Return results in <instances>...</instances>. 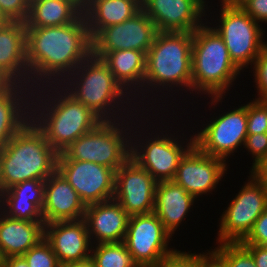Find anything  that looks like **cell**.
<instances>
[{"mask_svg": "<svg viewBox=\"0 0 267 267\" xmlns=\"http://www.w3.org/2000/svg\"><path fill=\"white\" fill-rule=\"evenodd\" d=\"M250 0H221V3L230 8H243Z\"/></svg>", "mask_w": 267, "mask_h": 267, "instance_id": "f6af8a7d", "label": "cell"}, {"mask_svg": "<svg viewBox=\"0 0 267 267\" xmlns=\"http://www.w3.org/2000/svg\"><path fill=\"white\" fill-rule=\"evenodd\" d=\"M267 133V107L260 101L247 104V134Z\"/></svg>", "mask_w": 267, "mask_h": 267, "instance_id": "836d02e7", "label": "cell"}, {"mask_svg": "<svg viewBox=\"0 0 267 267\" xmlns=\"http://www.w3.org/2000/svg\"><path fill=\"white\" fill-rule=\"evenodd\" d=\"M252 255L257 267H267V246L242 244Z\"/></svg>", "mask_w": 267, "mask_h": 267, "instance_id": "ab89813d", "label": "cell"}, {"mask_svg": "<svg viewBox=\"0 0 267 267\" xmlns=\"http://www.w3.org/2000/svg\"><path fill=\"white\" fill-rule=\"evenodd\" d=\"M246 136L247 104L211 120L194 135V144L203 153L225 160L239 146H244Z\"/></svg>", "mask_w": 267, "mask_h": 267, "instance_id": "7c38bea8", "label": "cell"}, {"mask_svg": "<svg viewBox=\"0 0 267 267\" xmlns=\"http://www.w3.org/2000/svg\"><path fill=\"white\" fill-rule=\"evenodd\" d=\"M141 9V0H94L83 14L93 38L101 29L123 23Z\"/></svg>", "mask_w": 267, "mask_h": 267, "instance_id": "484cf974", "label": "cell"}, {"mask_svg": "<svg viewBox=\"0 0 267 267\" xmlns=\"http://www.w3.org/2000/svg\"><path fill=\"white\" fill-rule=\"evenodd\" d=\"M26 46L33 88L45 82V85L56 84L58 80L57 84L62 83L92 54V38L84 14L66 25L26 28Z\"/></svg>", "mask_w": 267, "mask_h": 267, "instance_id": "6da1fadb", "label": "cell"}, {"mask_svg": "<svg viewBox=\"0 0 267 267\" xmlns=\"http://www.w3.org/2000/svg\"><path fill=\"white\" fill-rule=\"evenodd\" d=\"M83 10L76 0H36L30 3L26 28L66 25L75 22Z\"/></svg>", "mask_w": 267, "mask_h": 267, "instance_id": "4316f807", "label": "cell"}, {"mask_svg": "<svg viewBox=\"0 0 267 267\" xmlns=\"http://www.w3.org/2000/svg\"><path fill=\"white\" fill-rule=\"evenodd\" d=\"M267 107V99L260 100Z\"/></svg>", "mask_w": 267, "mask_h": 267, "instance_id": "f907efd6", "label": "cell"}, {"mask_svg": "<svg viewBox=\"0 0 267 267\" xmlns=\"http://www.w3.org/2000/svg\"><path fill=\"white\" fill-rule=\"evenodd\" d=\"M28 86L17 83L11 90L0 94V148L31 120L33 88Z\"/></svg>", "mask_w": 267, "mask_h": 267, "instance_id": "7402d4cb", "label": "cell"}, {"mask_svg": "<svg viewBox=\"0 0 267 267\" xmlns=\"http://www.w3.org/2000/svg\"><path fill=\"white\" fill-rule=\"evenodd\" d=\"M85 210L86 206L78 193L58 170L45 180L42 208L45 224L81 220Z\"/></svg>", "mask_w": 267, "mask_h": 267, "instance_id": "d6986e66", "label": "cell"}, {"mask_svg": "<svg viewBox=\"0 0 267 267\" xmlns=\"http://www.w3.org/2000/svg\"><path fill=\"white\" fill-rule=\"evenodd\" d=\"M242 9L257 23L267 22V0H250Z\"/></svg>", "mask_w": 267, "mask_h": 267, "instance_id": "f35d334b", "label": "cell"}, {"mask_svg": "<svg viewBox=\"0 0 267 267\" xmlns=\"http://www.w3.org/2000/svg\"><path fill=\"white\" fill-rule=\"evenodd\" d=\"M52 85L54 84L42 85L33 90L31 121L43 133L47 142L60 154L80 136L93 130L102 120L70 95L60 84L59 86L57 83L55 86Z\"/></svg>", "mask_w": 267, "mask_h": 267, "instance_id": "7a4b0ae2", "label": "cell"}, {"mask_svg": "<svg viewBox=\"0 0 267 267\" xmlns=\"http://www.w3.org/2000/svg\"><path fill=\"white\" fill-rule=\"evenodd\" d=\"M96 245L91 247V258L96 267H139L124 242Z\"/></svg>", "mask_w": 267, "mask_h": 267, "instance_id": "83f0119b", "label": "cell"}, {"mask_svg": "<svg viewBox=\"0 0 267 267\" xmlns=\"http://www.w3.org/2000/svg\"><path fill=\"white\" fill-rule=\"evenodd\" d=\"M240 243L267 246V208L256 219L251 231Z\"/></svg>", "mask_w": 267, "mask_h": 267, "instance_id": "74e56055", "label": "cell"}, {"mask_svg": "<svg viewBox=\"0 0 267 267\" xmlns=\"http://www.w3.org/2000/svg\"><path fill=\"white\" fill-rule=\"evenodd\" d=\"M18 82L0 67V94L11 90Z\"/></svg>", "mask_w": 267, "mask_h": 267, "instance_id": "b9f144b4", "label": "cell"}, {"mask_svg": "<svg viewBox=\"0 0 267 267\" xmlns=\"http://www.w3.org/2000/svg\"><path fill=\"white\" fill-rule=\"evenodd\" d=\"M102 60L109 67L115 80L129 93L128 96L132 98L133 91L137 98L136 91L141 93L143 90L146 73V53L132 49L116 50L108 52Z\"/></svg>", "mask_w": 267, "mask_h": 267, "instance_id": "d4e9b609", "label": "cell"}, {"mask_svg": "<svg viewBox=\"0 0 267 267\" xmlns=\"http://www.w3.org/2000/svg\"><path fill=\"white\" fill-rule=\"evenodd\" d=\"M210 267H221L216 261Z\"/></svg>", "mask_w": 267, "mask_h": 267, "instance_id": "c3c4849f", "label": "cell"}, {"mask_svg": "<svg viewBox=\"0 0 267 267\" xmlns=\"http://www.w3.org/2000/svg\"><path fill=\"white\" fill-rule=\"evenodd\" d=\"M29 267H61L51 245L43 238L23 256Z\"/></svg>", "mask_w": 267, "mask_h": 267, "instance_id": "d6a6232c", "label": "cell"}, {"mask_svg": "<svg viewBox=\"0 0 267 267\" xmlns=\"http://www.w3.org/2000/svg\"><path fill=\"white\" fill-rule=\"evenodd\" d=\"M157 181L131 157L116 171L113 199L130 215L154 212Z\"/></svg>", "mask_w": 267, "mask_h": 267, "instance_id": "9a60e30c", "label": "cell"}, {"mask_svg": "<svg viewBox=\"0 0 267 267\" xmlns=\"http://www.w3.org/2000/svg\"><path fill=\"white\" fill-rule=\"evenodd\" d=\"M195 199L173 180L157 182L154 213L172 235L184 221Z\"/></svg>", "mask_w": 267, "mask_h": 267, "instance_id": "603a6c76", "label": "cell"}, {"mask_svg": "<svg viewBox=\"0 0 267 267\" xmlns=\"http://www.w3.org/2000/svg\"><path fill=\"white\" fill-rule=\"evenodd\" d=\"M57 170L75 189L85 206L114 197V169L88 161L57 160Z\"/></svg>", "mask_w": 267, "mask_h": 267, "instance_id": "4fadbf2b", "label": "cell"}, {"mask_svg": "<svg viewBox=\"0 0 267 267\" xmlns=\"http://www.w3.org/2000/svg\"><path fill=\"white\" fill-rule=\"evenodd\" d=\"M58 155L30 120L0 148V192L26 180L45 181L57 170Z\"/></svg>", "mask_w": 267, "mask_h": 267, "instance_id": "3957f363", "label": "cell"}, {"mask_svg": "<svg viewBox=\"0 0 267 267\" xmlns=\"http://www.w3.org/2000/svg\"><path fill=\"white\" fill-rule=\"evenodd\" d=\"M69 76L63 79V84L60 83V85L63 87L66 85L65 90L69 91L70 95L88 107L102 121H117L118 118L121 121L122 116H119L120 113L117 114L116 112H120L123 107H126L124 103H127V101L128 108H131L128 104L133 99H129L127 96L129 93L115 80L109 67L101 58L91 54ZM114 108L118 111H115Z\"/></svg>", "mask_w": 267, "mask_h": 267, "instance_id": "277c9868", "label": "cell"}, {"mask_svg": "<svg viewBox=\"0 0 267 267\" xmlns=\"http://www.w3.org/2000/svg\"><path fill=\"white\" fill-rule=\"evenodd\" d=\"M61 267H96V265L94 261L92 260V258L90 257L83 261L64 264Z\"/></svg>", "mask_w": 267, "mask_h": 267, "instance_id": "ee69618b", "label": "cell"}, {"mask_svg": "<svg viewBox=\"0 0 267 267\" xmlns=\"http://www.w3.org/2000/svg\"><path fill=\"white\" fill-rule=\"evenodd\" d=\"M94 0H82V10H84Z\"/></svg>", "mask_w": 267, "mask_h": 267, "instance_id": "7dc6e473", "label": "cell"}, {"mask_svg": "<svg viewBox=\"0 0 267 267\" xmlns=\"http://www.w3.org/2000/svg\"><path fill=\"white\" fill-rule=\"evenodd\" d=\"M80 5H81V8H82V0H76Z\"/></svg>", "mask_w": 267, "mask_h": 267, "instance_id": "816d5d0a", "label": "cell"}, {"mask_svg": "<svg viewBox=\"0 0 267 267\" xmlns=\"http://www.w3.org/2000/svg\"><path fill=\"white\" fill-rule=\"evenodd\" d=\"M0 11L9 22H26L30 3L28 0H0Z\"/></svg>", "mask_w": 267, "mask_h": 267, "instance_id": "e575fe53", "label": "cell"}, {"mask_svg": "<svg viewBox=\"0 0 267 267\" xmlns=\"http://www.w3.org/2000/svg\"><path fill=\"white\" fill-rule=\"evenodd\" d=\"M250 170L251 174L267 189V156Z\"/></svg>", "mask_w": 267, "mask_h": 267, "instance_id": "60d3db41", "label": "cell"}, {"mask_svg": "<svg viewBox=\"0 0 267 267\" xmlns=\"http://www.w3.org/2000/svg\"><path fill=\"white\" fill-rule=\"evenodd\" d=\"M130 215L114 199L86 206L83 220L90 240L97 243L124 242ZM92 236V237H91Z\"/></svg>", "mask_w": 267, "mask_h": 267, "instance_id": "ffe728a7", "label": "cell"}, {"mask_svg": "<svg viewBox=\"0 0 267 267\" xmlns=\"http://www.w3.org/2000/svg\"><path fill=\"white\" fill-rule=\"evenodd\" d=\"M244 148H247L253 160L252 168L267 156V133L247 134Z\"/></svg>", "mask_w": 267, "mask_h": 267, "instance_id": "8d00e7d4", "label": "cell"}, {"mask_svg": "<svg viewBox=\"0 0 267 267\" xmlns=\"http://www.w3.org/2000/svg\"><path fill=\"white\" fill-rule=\"evenodd\" d=\"M9 21L4 17V15L0 11V26H4L8 23Z\"/></svg>", "mask_w": 267, "mask_h": 267, "instance_id": "bcb514c9", "label": "cell"}, {"mask_svg": "<svg viewBox=\"0 0 267 267\" xmlns=\"http://www.w3.org/2000/svg\"><path fill=\"white\" fill-rule=\"evenodd\" d=\"M254 76L257 83L259 98L257 100L267 99V49L264 47L254 62Z\"/></svg>", "mask_w": 267, "mask_h": 267, "instance_id": "d590c367", "label": "cell"}, {"mask_svg": "<svg viewBox=\"0 0 267 267\" xmlns=\"http://www.w3.org/2000/svg\"><path fill=\"white\" fill-rule=\"evenodd\" d=\"M44 222L12 219L0 214V251L4 258L23 256L44 238Z\"/></svg>", "mask_w": 267, "mask_h": 267, "instance_id": "cb8c5ba5", "label": "cell"}, {"mask_svg": "<svg viewBox=\"0 0 267 267\" xmlns=\"http://www.w3.org/2000/svg\"><path fill=\"white\" fill-rule=\"evenodd\" d=\"M192 45V32H158L156 34L152 46L146 53V73L142 96L145 90L149 93L150 87H152L151 92H154L152 91L154 88L167 89L168 86L173 89L175 85L192 90Z\"/></svg>", "mask_w": 267, "mask_h": 267, "instance_id": "8992f818", "label": "cell"}, {"mask_svg": "<svg viewBox=\"0 0 267 267\" xmlns=\"http://www.w3.org/2000/svg\"><path fill=\"white\" fill-rule=\"evenodd\" d=\"M158 30L141 9L123 23L101 29L92 38V54L103 58L108 52L132 49L147 53Z\"/></svg>", "mask_w": 267, "mask_h": 267, "instance_id": "8fae6325", "label": "cell"}, {"mask_svg": "<svg viewBox=\"0 0 267 267\" xmlns=\"http://www.w3.org/2000/svg\"><path fill=\"white\" fill-rule=\"evenodd\" d=\"M204 0H141L158 32H194L203 25ZM204 14V15H203Z\"/></svg>", "mask_w": 267, "mask_h": 267, "instance_id": "e0dca14e", "label": "cell"}, {"mask_svg": "<svg viewBox=\"0 0 267 267\" xmlns=\"http://www.w3.org/2000/svg\"><path fill=\"white\" fill-rule=\"evenodd\" d=\"M0 267H29L22 256L4 258Z\"/></svg>", "mask_w": 267, "mask_h": 267, "instance_id": "7bdbcfd3", "label": "cell"}, {"mask_svg": "<svg viewBox=\"0 0 267 267\" xmlns=\"http://www.w3.org/2000/svg\"><path fill=\"white\" fill-rule=\"evenodd\" d=\"M29 1V3H32V2H34V1H36V0H28Z\"/></svg>", "mask_w": 267, "mask_h": 267, "instance_id": "f5cc1de1", "label": "cell"}, {"mask_svg": "<svg viewBox=\"0 0 267 267\" xmlns=\"http://www.w3.org/2000/svg\"><path fill=\"white\" fill-rule=\"evenodd\" d=\"M225 161L203 153L194 144L181 158L173 181L197 199L216 188L227 171Z\"/></svg>", "mask_w": 267, "mask_h": 267, "instance_id": "2e32d148", "label": "cell"}, {"mask_svg": "<svg viewBox=\"0 0 267 267\" xmlns=\"http://www.w3.org/2000/svg\"><path fill=\"white\" fill-rule=\"evenodd\" d=\"M3 259H4V257H3V255H2V253L0 251V266H1V263H2Z\"/></svg>", "mask_w": 267, "mask_h": 267, "instance_id": "681fc988", "label": "cell"}, {"mask_svg": "<svg viewBox=\"0 0 267 267\" xmlns=\"http://www.w3.org/2000/svg\"><path fill=\"white\" fill-rule=\"evenodd\" d=\"M191 67L192 92L211 95V105L223 98L241 71L230 59L223 39L204 24L193 32Z\"/></svg>", "mask_w": 267, "mask_h": 267, "instance_id": "5b68a950", "label": "cell"}, {"mask_svg": "<svg viewBox=\"0 0 267 267\" xmlns=\"http://www.w3.org/2000/svg\"><path fill=\"white\" fill-rule=\"evenodd\" d=\"M161 134L154 135V140L152 136L145 139L146 142L141 139L142 143L137 144L138 146L131 140V158L147 170L157 182L173 180L181 158L194 145V136L189 139L186 146H182L178 142V137L171 136L173 134Z\"/></svg>", "mask_w": 267, "mask_h": 267, "instance_id": "5bb4252c", "label": "cell"}, {"mask_svg": "<svg viewBox=\"0 0 267 267\" xmlns=\"http://www.w3.org/2000/svg\"><path fill=\"white\" fill-rule=\"evenodd\" d=\"M215 262L213 251L196 254L177 251L167 255L160 267H210Z\"/></svg>", "mask_w": 267, "mask_h": 267, "instance_id": "1f68e13d", "label": "cell"}, {"mask_svg": "<svg viewBox=\"0 0 267 267\" xmlns=\"http://www.w3.org/2000/svg\"><path fill=\"white\" fill-rule=\"evenodd\" d=\"M171 235L154 213L129 217L124 243L139 267H160L167 255Z\"/></svg>", "mask_w": 267, "mask_h": 267, "instance_id": "30bf717a", "label": "cell"}, {"mask_svg": "<svg viewBox=\"0 0 267 267\" xmlns=\"http://www.w3.org/2000/svg\"><path fill=\"white\" fill-rule=\"evenodd\" d=\"M221 6V25L212 28L223 39L230 59L242 70L254 64L265 47L264 30L242 8Z\"/></svg>", "mask_w": 267, "mask_h": 267, "instance_id": "ba28073f", "label": "cell"}, {"mask_svg": "<svg viewBox=\"0 0 267 267\" xmlns=\"http://www.w3.org/2000/svg\"><path fill=\"white\" fill-rule=\"evenodd\" d=\"M0 212L12 219L44 222L42 210L35 203L19 198H0Z\"/></svg>", "mask_w": 267, "mask_h": 267, "instance_id": "f546056e", "label": "cell"}, {"mask_svg": "<svg viewBox=\"0 0 267 267\" xmlns=\"http://www.w3.org/2000/svg\"><path fill=\"white\" fill-rule=\"evenodd\" d=\"M221 217L218 243H240L267 208V189L252 174Z\"/></svg>", "mask_w": 267, "mask_h": 267, "instance_id": "9c48e42d", "label": "cell"}, {"mask_svg": "<svg viewBox=\"0 0 267 267\" xmlns=\"http://www.w3.org/2000/svg\"><path fill=\"white\" fill-rule=\"evenodd\" d=\"M44 238L51 245L61 266L91 257L89 253L92 252L93 242L90 241L83 219L47 223L44 225Z\"/></svg>", "mask_w": 267, "mask_h": 267, "instance_id": "ac0fdd59", "label": "cell"}, {"mask_svg": "<svg viewBox=\"0 0 267 267\" xmlns=\"http://www.w3.org/2000/svg\"><path fill=\"white\" fill-rule=\"evenodd\" d=\"M0 67L18 83L30 86L24 22H8L0 26Z\"/></svg>", "mask_w": 267, "mask_h": 267, "instance_id": "44dd1931", "label": "cell"}, {"mask_svg": "<svg viewBox=\"0 0 267 267\" xmlns=\"http://www.w3.org/2000/svg\"><path fill=\"white\" fill-rule=\"evenodd\" d=\"M44 187L45 181L43 180H26L0 192V198H19V200L31 201L42 210Z\"/></svg>", "mask_w": 267, "mask_h": 267, "instance_id": "4dcf8cb0", "label": "cell"}, {"mask_svg": "<svg viewBox=\"0 0 267 267\" xmlns=\"http://www.w3.org/2000/svg\"><path fill=\"white\" fill-rule=\"evenodd\" d=\"M213 254L221 267H257L250 252L241 243H220Z\"/></svg>", "mask_w": 267, "mask_h": 267, "instance_id": "f1b7e54d", "label": "cell"}, {"mask_svg": "<svg viewBox=\"0 0 267 267\" xmlns=\"http://www.w3.org/2000/svg\"><path fill=\"white\" fill-rule=\"evenodd\" d=\"M125 121L124 117L122 126L119 120L118 123L116 120L101 121L93 130L80 136L60 153L58 160L88 161L117 171L131 157L133 136H129L132 131L128 129L129 122ZM128 130L129 133L126 132Z\"/></svg>", "mask_w": 267, "mask_h": 267, "instance_id": "52a82bcc", "label": "cell"}]
</instances>
